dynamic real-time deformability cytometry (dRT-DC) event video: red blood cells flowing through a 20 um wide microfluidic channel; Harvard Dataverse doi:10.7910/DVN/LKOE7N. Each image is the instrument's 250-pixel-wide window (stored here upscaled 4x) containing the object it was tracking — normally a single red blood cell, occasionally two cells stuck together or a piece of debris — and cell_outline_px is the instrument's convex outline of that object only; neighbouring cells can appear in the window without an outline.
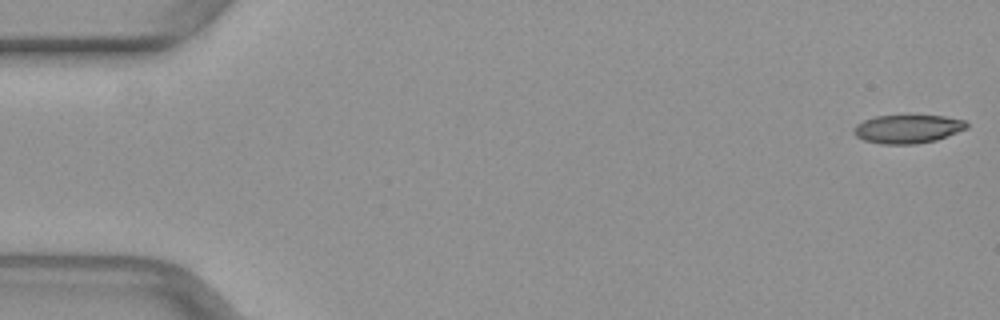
{"species": "common noctule bat (a hibernating species)", "species_latin": "Nyctalus noctula", "temperature_condition": "warm", "stored_images_in_passage": 4, "camera_frame_rate_fps": 3000, "um_per_image_px": 0.085, "animal": {"sex": "female", "body_mass_g": 29.2, "forearm_length_mm": 56.3}, "frame": {"image": 1, "passage_image": 1, "time_ms": 0.0, "image_size_px": [1000, 320], "cell_outline_px": [[968, 128], [936, 140], [916, 144], [880, 144], [864, 140], [856, 136], [852, 132], [852, 128], [856, 124], [864, 120], [876, 116], [912, 112], [944, 116], [964, 120], [968, 124]], "centroid_in_image_um": [77.14, 10.91], "position_along_channel_um": 7.9, "area_um2": 19.71}}